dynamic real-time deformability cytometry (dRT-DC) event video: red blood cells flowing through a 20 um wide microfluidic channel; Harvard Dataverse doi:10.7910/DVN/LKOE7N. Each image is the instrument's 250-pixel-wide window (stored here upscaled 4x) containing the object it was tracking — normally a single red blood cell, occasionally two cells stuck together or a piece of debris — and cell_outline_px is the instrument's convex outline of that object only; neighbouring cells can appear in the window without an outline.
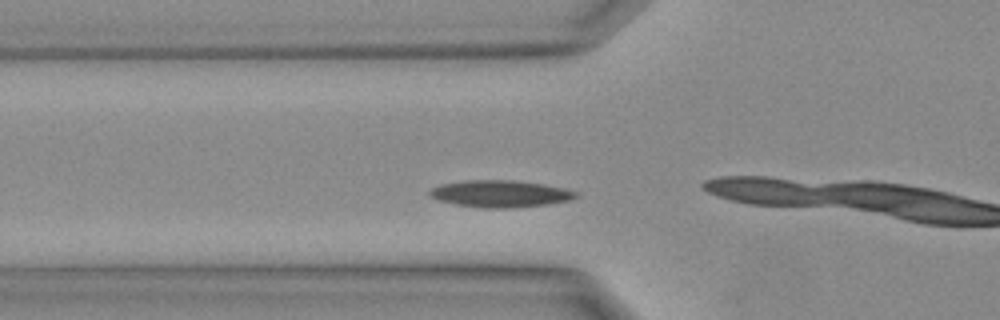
{"species": "Egyptian fruit bat (a non-hibernating species)", "species_latin": "Rousettus aegyptiacus", "temperature_condition": "warm", "stored_images_in_passage": 21, "camera_frame_rate_fps": 3000, "um_per_image_px": 0.085, "animal": {"sex": "female"}, "frame": {"image": 1, "passage_image": 4, "time_ms": 1.0, "image_size_px": [1000, 320], "cell_outline_px": [[580, 196], [568, 200], [544, 204], [508, 208], [484, 208], [456, 204], [440, 200], [428, 196], [428, 192], [432, 188], [440, 184], [464, 180], [512, 180], [544, 184], [564, 188], [576, 192]], "centroid_in_image_um": [42.48, 16.45], "position_along_channel_um": 83.3, "area_um2": 22.77}}